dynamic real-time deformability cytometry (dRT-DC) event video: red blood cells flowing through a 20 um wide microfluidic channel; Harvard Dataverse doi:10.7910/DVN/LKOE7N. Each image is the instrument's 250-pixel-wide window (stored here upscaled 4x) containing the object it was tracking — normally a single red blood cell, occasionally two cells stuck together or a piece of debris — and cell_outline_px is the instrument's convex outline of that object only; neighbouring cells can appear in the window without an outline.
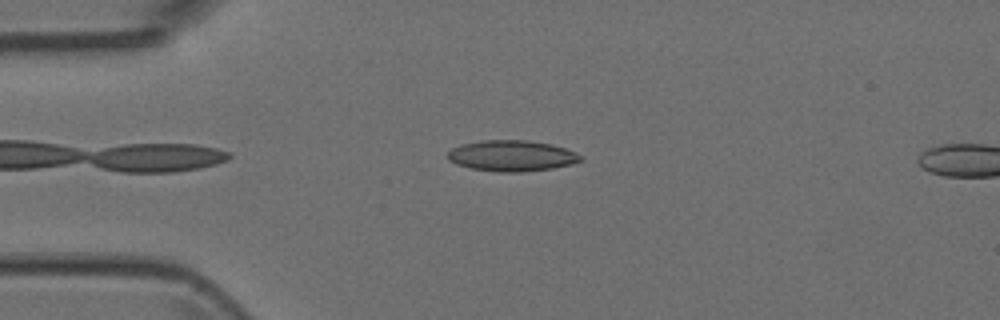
{"species": "Egyptian fruit bat (a non-hibernating species)", "species_latin": "Rousettus aegyptiacus", "temperature_condition": "room temperature", "stored_images_in_passage": 6, "camera_frame_rate_fps": 3000, "um_per_image_px": 0.085, "animal": {"sex": "female"}, "frame": {"image": 1, "passage_image": 3, "time_ms": 0.667, "image_size_px": [1000, 320], "cell_outline_px": [[584, 160], [572, 164], [552, 168], [520, 172], [500, 172], [472, 168], [456, 164], [448, 160], [448, 152], [452, 148], [460, 144], [480, 140], [528, 140], [552, 144], [576, 152], [584, 156]], "centroid_in_image_um": [43.52, 13.23], "position_along_channel_um": 41.5, "area_um2": 24.1}}
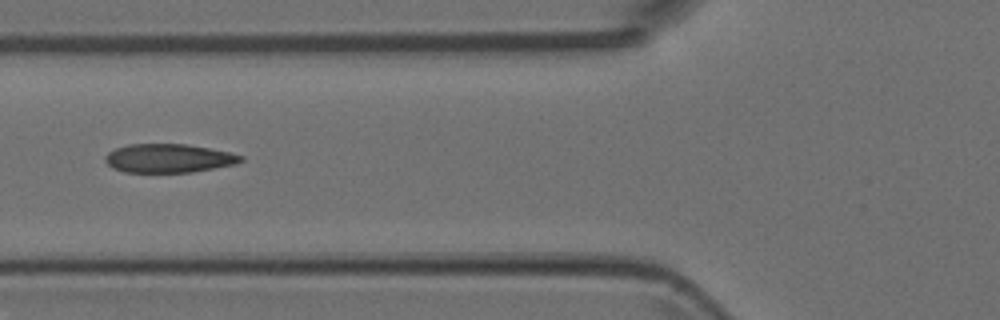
{"frame": {"image": 2, "passage_image": 5, "time_ms": 1.333, "image_size_px": [1000, 320], "cell_outline_px": [[244, 160], [236, 164], [192, 172], [124, 172], [112, 168], [104, 160], [104, 156], [108, 152], [116, 148], [128, 144], [188, 144], [228, 152], [244, 156]], "centroid_in_image_um": [14.32, 13.45], "position_along_channel_um": 111.5, "area_um2": 22.72}}
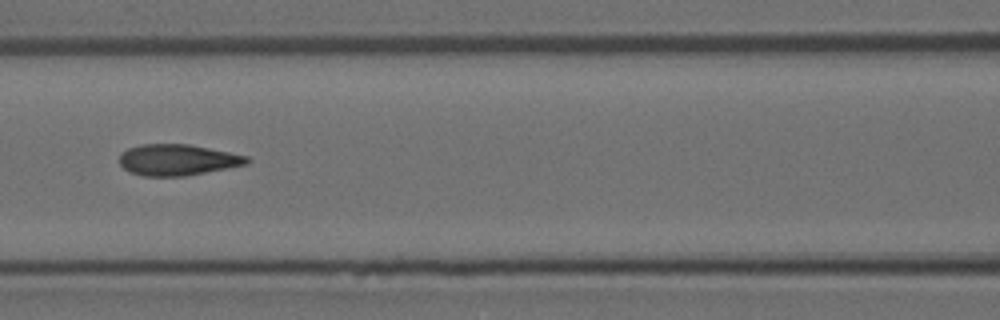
{"frame": {"image": 3, "passage_image": 6, "time_ms": 1.667, "image_size_px": [1000, 320], "cell_outline_px": [[252, 160], [248, 164], [184, 176], [144, 176], [128, 172], [120, 164], [120, 152], [128, 148], [140, 144], [188, 144], [248, 156]], "centroid_in_image_um": [15.07, 13.59], "position_along_channel_um": 151.5, "area_um2": 23.12}}